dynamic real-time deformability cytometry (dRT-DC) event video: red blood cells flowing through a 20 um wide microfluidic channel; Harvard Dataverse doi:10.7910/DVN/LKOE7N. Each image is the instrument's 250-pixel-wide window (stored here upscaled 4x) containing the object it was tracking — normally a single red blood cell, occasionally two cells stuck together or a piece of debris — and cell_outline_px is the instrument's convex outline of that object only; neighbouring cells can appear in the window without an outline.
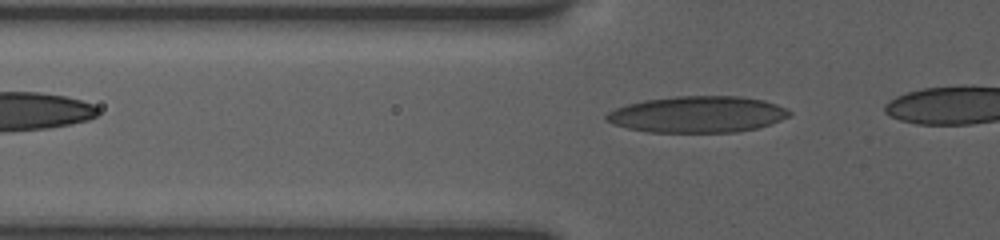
{"species": "human", "species_latin": "Homo sapiens", "temperature_condition": "room temperature", "stored_images_in_passage": 11, "camera_frame_rate_fps": 3000, "um_per_image_px": 0.085, "donor": {"sex": "female"}, "frame": {"image": 1, "passage_image": 2, "time_ms": 0.333, "image_size_px": [1000, 240], "cell_outline_px": [[792, 112], [788, 116], [780, 120], [756, 128], [732, 132], [648, 132], [628, 128], [616, 124], [608, 120], [604, 116], [608, 112], [616, 108], [628, 104], [644, 100], [676, 96], [740, 96], [764, 100], [776, 104]], "centroid_in_image_um": [59.28, 9.71], "position_along_channel_um": 66.5, "area_um2": 38.44}}
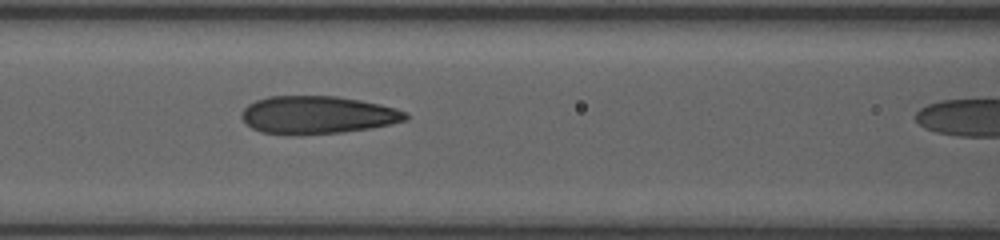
{"frame": {"image": 2, "passage_image": 7, "time_ms": 2.333, "image_size_px": [1000, 240], "cell_outline_px": [[408, 120], [372, 128], [340, 132], [260, 132], [252, 128], [240, 116], [244, 108], [248, 104], [256, 100], [268, 96], [336, 96], [360, 100], [380, 104], [396, 108], [404, 112], [408, 116]], "centroid_in_image_um": [27.02, 9.73], "position_along_channel_um": 139.6, "area_um2": 35.2}}
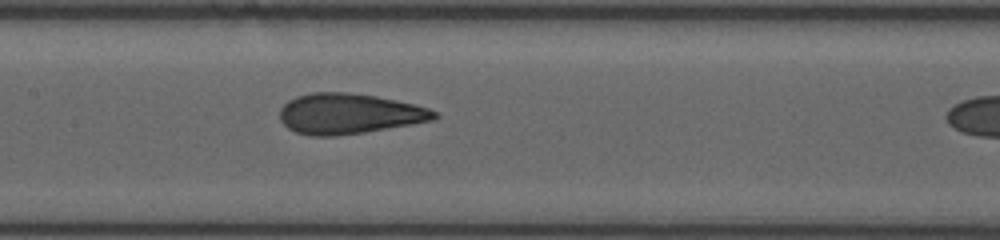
{"frame": {"image": 3, "passage_image": 10, "time_ms": 3.333, "image_size_px": [1000, 240], "cell_outline_px": [[440, 116], [432, 120], [412, 124], [364, 132], [336, 136], [312, 136], [296, 132], [288, 128], [280, 120], [280, 108], [288, 100], [296, 96], [312, 92], [348, 92], [376, 96], [396, 100], [428, 108], [436, 112]], "centroid_in_image_um": [29.64, 9.66], "position_along_channel_um": 177.8, "area_um2": 36.36}}